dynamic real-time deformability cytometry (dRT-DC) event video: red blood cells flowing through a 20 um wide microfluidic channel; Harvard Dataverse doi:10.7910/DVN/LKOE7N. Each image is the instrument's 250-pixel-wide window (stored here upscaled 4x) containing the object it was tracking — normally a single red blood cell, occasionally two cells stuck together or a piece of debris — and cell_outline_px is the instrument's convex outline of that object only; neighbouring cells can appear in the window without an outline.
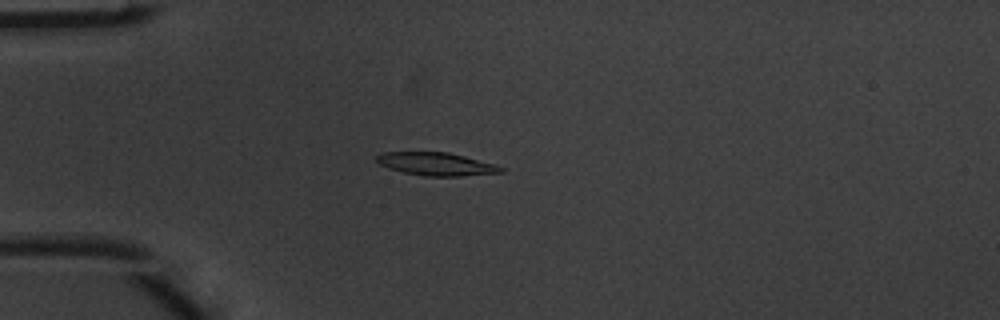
{"species": "common noctule bat (a hibernating species)", "species_latin": "Nyctalus noctula", "temperature_condition": "warm", "stored_images_in_passage": 4, "camera_frame_rate_fps": 3000, "um_per_image_px": 0.085, "animal": {"sex": "male", "body_mass_g": 20.1, "forearm_length_mm": 53.5}, "frame": {"image": 1, "passage_image": 4, "time_ms": 1.0, "image_size_px": [1000, 320], "cell_outline_px": [[504, 172], [460, 176], [424, 176], [404, 172], [388, 168], [380, 164], [376, 160], [376, 156], [384, 152], [448, 152], [496, 164], [504, 168]], "centroid_in_image_um": [37.1, 13.94], "position_along_channel_um": 47.9, "area_um2": 16.59}}